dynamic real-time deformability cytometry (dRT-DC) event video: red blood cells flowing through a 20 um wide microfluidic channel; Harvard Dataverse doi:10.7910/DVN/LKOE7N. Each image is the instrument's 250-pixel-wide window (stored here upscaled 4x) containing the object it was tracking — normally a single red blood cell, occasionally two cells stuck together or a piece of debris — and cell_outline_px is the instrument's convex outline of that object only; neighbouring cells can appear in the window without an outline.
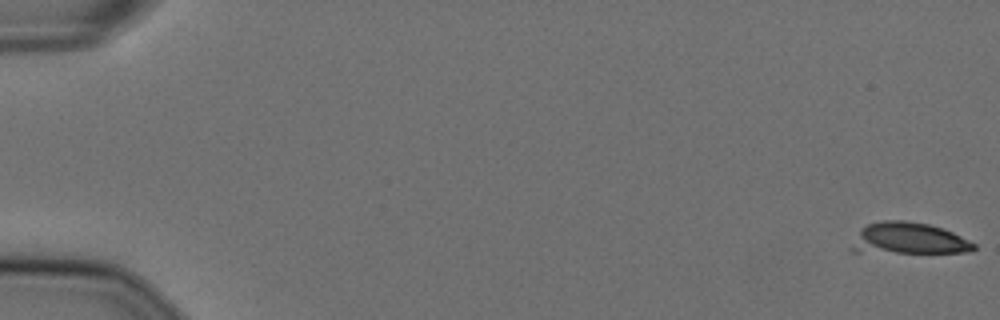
{"species": "Egyptian fruit bat (a non-hibernating species)", "species_latin": "Rousettus aegyptiacus", "temperature_condition": "cold", "stored_images_in_passage": 13, "camera_frame_rate_fps": 3000, "um_per_image_px": 0.085, "animal": {"sex": "female"}, "frame": {"image": 1, "passage_image": 1, "time_ms": 0.0, "image_size_px": [1000, 320], "cell_outline_px": [[976, 248], [972, 252], [852, 252], [848, 248], [860, 228], [868, 224], [880, 220], [904, 220], [928, 224], [944, 228], [976, 244]], "centroid_in_image_um": [77.18, 20.27], "position_along_channel_um": 7.8, "area_um2": 22.66}}